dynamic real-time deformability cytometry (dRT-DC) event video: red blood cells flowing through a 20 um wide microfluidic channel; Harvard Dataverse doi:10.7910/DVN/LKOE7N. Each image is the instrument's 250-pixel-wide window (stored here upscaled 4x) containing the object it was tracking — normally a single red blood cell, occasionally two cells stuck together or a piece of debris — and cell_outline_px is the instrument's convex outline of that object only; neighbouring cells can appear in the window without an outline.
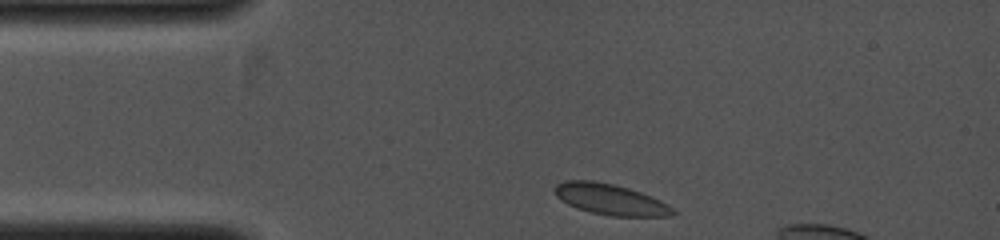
{"species": "common noctule bat (a hibernating species)", "species_latin": "Nyctalus noctula", "temperature_condition": "cold", "stored_images_in_passage": 31, "camera_frame_rate_fps": 4000, "um_per_image_px": 0.085, "animal": {"sex": "female", "body_mass_g": 19.0, "forearm_length_mm": 53.3}, "frame": {"image": 1, "passage_image": 1, "time_ms": 0.0, "image_size_px": [1000, 240], "cell_outline_px": [[676, 212], [668, 216], [612, 216], [592, 212], [576, 208], [560, 200], [556, 196], [552, 188], [556, 184], [564, 180], [592, 180], [612, 184], [628, 188], [640, 192], [660, 200], [668, 204]], "centroid_in_image_um": [51.82, 16.94], "position_along_channel_um": 33.2, "area_um2": 21.21}}
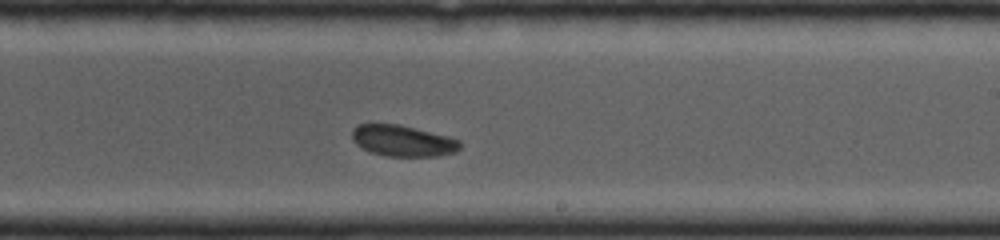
{"frame": {"image": 2, "passage_image": 18, "time_ms": 4.25, "image_size_px": [1000, 240], "cell_outline_px": [[460, 148], [456, 152], [440, 156], [388, 156], [372, 152], [356, 144], [352, 140], [352, 128], [356, 124], [400, 124], [448, 136], [460, 140]], "centroid_in_image_um": [34.24, 11.96], "position_along_channel_um": 254.8, "area_um2": 19.65}}
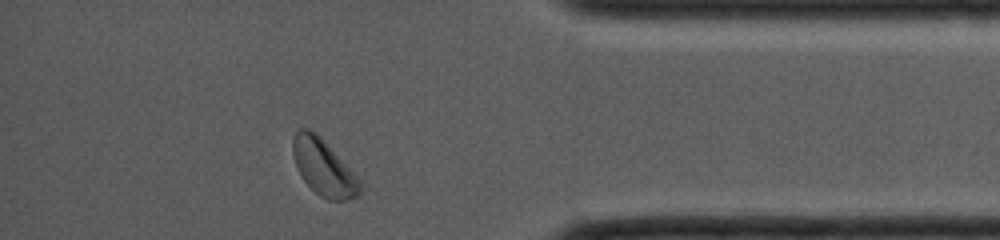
{"frame": {"image": 3, "passage_image": 29, "time_ms": 7.0, "image_size_px": [1000, 240], "cell_outline_px": [[360, 192], [356, 196], [348, 200], [328, 200], [320, 196], [304, 180], [296, 164], [292, 152], [292, 140], [296, 128], [308, 128], [316, 132], [324, 140], [356, 176], [360, 184]], "centroid_in_image_um": [27.46, 14.2], "position_along_channel_um": 407.7, "area_um2": 21.56}}